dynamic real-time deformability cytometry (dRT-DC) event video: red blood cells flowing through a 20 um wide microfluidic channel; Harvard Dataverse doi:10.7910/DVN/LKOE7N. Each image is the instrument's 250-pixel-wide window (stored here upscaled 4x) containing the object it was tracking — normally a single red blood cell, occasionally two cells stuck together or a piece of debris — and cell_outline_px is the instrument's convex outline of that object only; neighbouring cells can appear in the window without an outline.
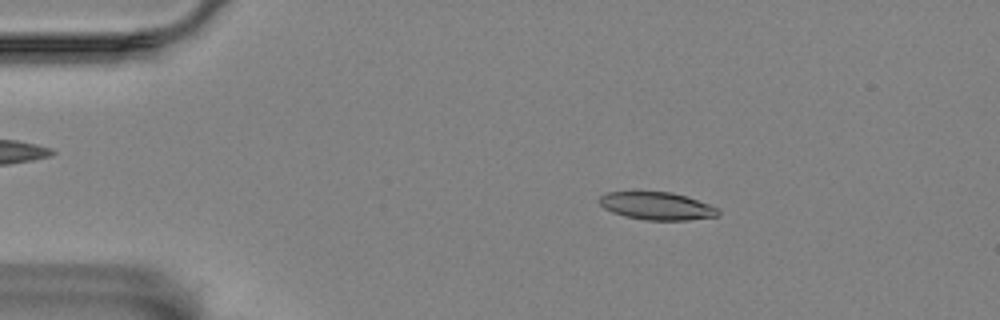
{"species": "Egyptian fruit bat (a non-hibernating species)", "species_latin": "Rousettus aegyptiacus", "temperature_condition": "room temperature", "stored_images_in_passage": 57, "camera_frame_rate_fps": 3000, "um_per_image_px": 0.085, "animal": {"sex": "female"}, "frame": {"image": 1, "passage_image": 10, "time_ms": 3.0, "image_size_px": [1000, 320], "cell_outline_px": [[720, 212], [716, 216], [688, 220], [644, 220], [624, 216], [612, 212], [604, 208], [596, 200], [600, 196], [608, 192], [632, 188], [672, 192], [708, 204], [716, 208]], "centroid_in_image_um": [55.7, 17.45], "position_along_channel_um": 29.3, "area_um2": 19.94}}
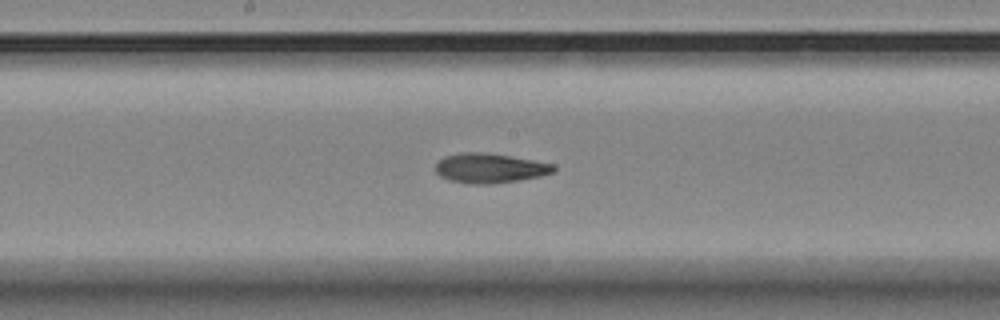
{"frame": {"image": 2, "passage_image": 30, "time_ms": 9.667, "image_size_px": [1000, 320], "cell_outline_px": [[556, 172], [540, 176], [520, 180], [492, 184], [468, 184], [448, 180], [440, 176], [436, 172], [436, 164], [444, 156], [460, 152], [488, 152], [532, 160], [552, 164], [556, 168]], "centroid_in_image_um": [41.62, 14.29], "position_along_channel_um": 206.6, "area_um2": 20.58}}
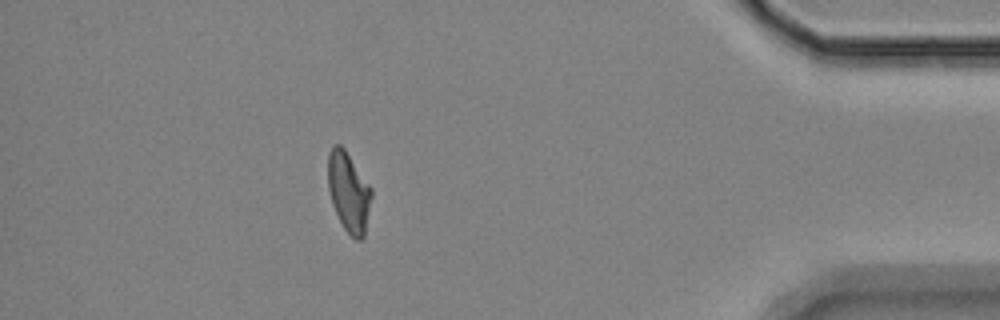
{"frame": {"image": 3, "passage_image": 51, "time_ms": 16.667, "image_size_px": [1000, 320], "cell_outline_px": [[372, 196], [364, 236], [360, 240], [356, 240], [344, 228], [332, 204], [328, 188], [328, 156], [332, 148], [336, 144], [340, 144], [344, 148], [372, 188]], "centroid_in_image_um": [29.64, 16.32], "position_along_channel_um": 405.6, "area_um2": 20.0}, "authors_computed_cell_mechanics": {"area_um2": 19.9988, "velocity_mm_per_s": 3.4734, "shape_relaxation_time_tau1_ms": 9.1163, "shape_relaxation_time_tau2_ms": 4.2213, "deformation_change_tau1": 0.2143, "deformation_change_tau2": 0.1233}}